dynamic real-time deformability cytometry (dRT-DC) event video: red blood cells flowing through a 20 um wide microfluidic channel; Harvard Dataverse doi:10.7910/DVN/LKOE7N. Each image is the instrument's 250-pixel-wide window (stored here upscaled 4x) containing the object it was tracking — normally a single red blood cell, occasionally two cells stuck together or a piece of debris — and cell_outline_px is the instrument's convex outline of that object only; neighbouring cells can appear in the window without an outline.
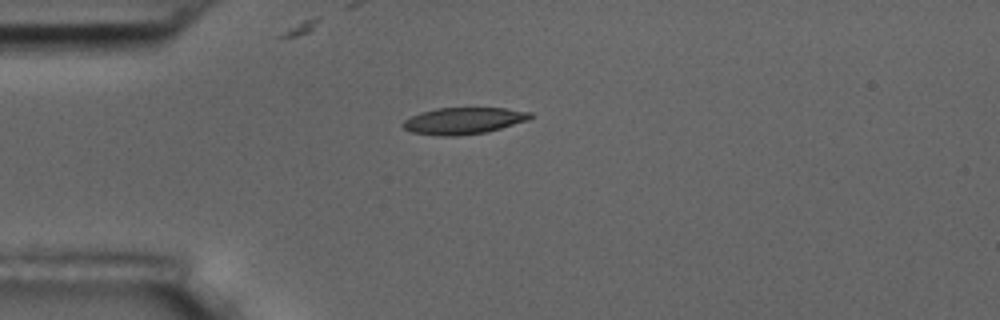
{"species": "common noctule bat (a hibernating species)", "species_latin": "Nyctalus noctula", "temperature_condition": "room temperature", "stored_images_in_passage": 2, "camera_frame_rate_fps": 3000, "um_per_image_px": 0.085, "animal": {"sex": "male", "body_mass_g": 17.5, "forearm_length_mm": 52.3}, "frame": {"image": 1, "passage_image": 1, "time_ms": 0.0, "image_size_px": [1000, 320], "cell_outline_px": [[532, 116], [528, 120], [488, 132], [460, 136], [440, 136], [412, 132], [404, 128], [400, 124], [404, 120], [420, 112], [436, 108], [504, 108], [532, 112]], "centroid_in_image_um": [39.39, 10.27], "position_along_channel_um": 45.6, "area_um2": 19.88}}
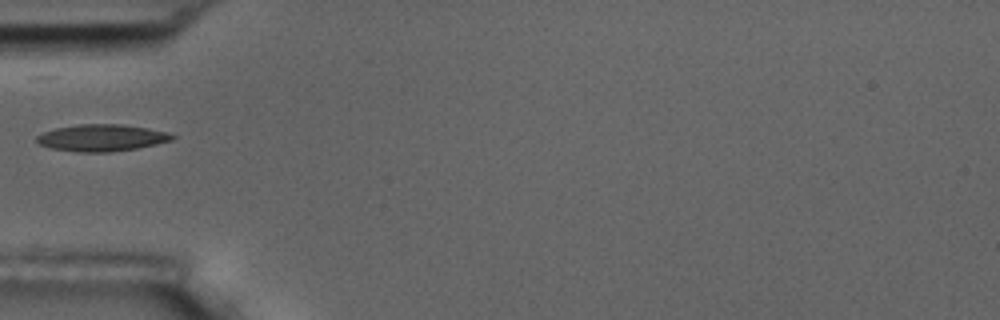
{"frame": {"image": 2, "passage_image": 2, "time_ms": 1.333, "image_size_px": [1000, 320], "cell_outline_px": [[176, 136], [172, 140], [156, 144], [136, 148], [108, 152], [80, 152], [52, 148], [40, 144], [36, 140], [36, 136], [44, 132], [56, 128], [80, 124], [120, 124], [148, 128], [168, 132]], "centroid_in_image_um": [8.67, 11.71], "position_along_channel_um": 76.3, "area_um2": 20.98}}